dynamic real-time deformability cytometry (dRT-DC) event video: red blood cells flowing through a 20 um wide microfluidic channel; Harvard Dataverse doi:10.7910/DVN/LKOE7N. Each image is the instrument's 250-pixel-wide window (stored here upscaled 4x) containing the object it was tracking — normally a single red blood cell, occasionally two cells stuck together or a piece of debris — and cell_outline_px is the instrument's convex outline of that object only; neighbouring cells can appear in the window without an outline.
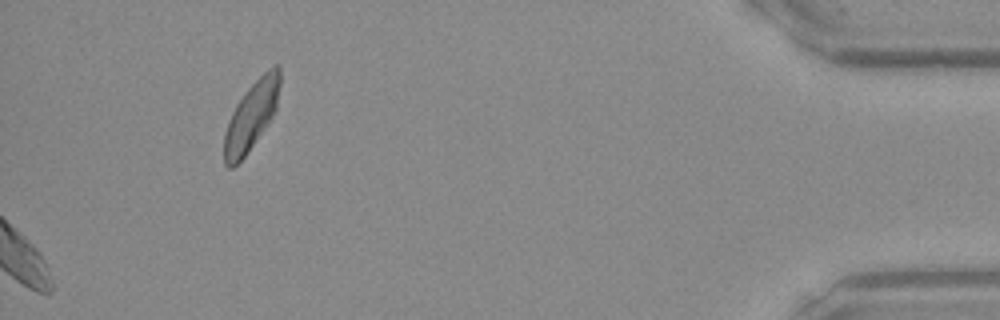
{"species": "Egyptian fruit bat (a non-hibernating species)", "species_latin": "Rousettus aegyptiacus", "temperature_condition": "warm", "stored_images_in_passage": 36, "camera_frame_rate_fps": 3000, "um_per_image_px": 0.085, "frame": {"image": 1, "passage_image": 36, "time_ms": 11.667, "image_size_px": [1000, 320], "cell_outline_px": [[280, 84], [276, 108], [272, 116], [248, 152], [232, 168], [228, 168], [224, 164], [224, 132], [232, 112], [236, 104], [248, 88], [268, 68], [276, 64], [280, 68]], "centroid_in_image_um": [21.35, 9.85], "position_along_channel_um": 413.8, "area_um2": 21.91}}